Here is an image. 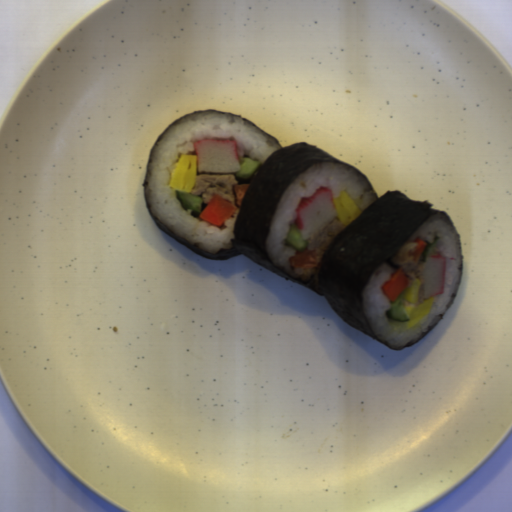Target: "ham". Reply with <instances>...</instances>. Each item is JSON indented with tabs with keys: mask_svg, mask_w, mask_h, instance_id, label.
I'll return each instance as SVG.
<instances>
[{
	"mask_svg": "<svg viewBox=\"0 0 512 512\" xmlns=\"http://www.w3.org/2000/svg\"><path fill=\"white\" fill-rule=\"evenodd\" d=\"M237 185L234 173L198 172L190 195L202 198V203L205 204L212 201L213 195H218L235 206L237 205L235 195Z\"/></svg>",
	"mask_w": 512,
	"mask_h": 512,
	"instance_id": "ham-1",
	"label": "ham"
},
{
	"mask_svg": "<svg viewBox=\"0 0 512 512\" xmlns=\"http://www.w3.org/2000/svg\"><path fill=\"white\" fill-rule=\"evenodd\" d=\"M400 268L403 269L406 277L410 280V283L413 282L414 280L420 281V287H419V291L417 294V302H407L402 299L404 311L406 310L407 307L419 306L422 303L429 300L430 298H432L431 296L425 297L423 294L422 270L424 268V263L417 255H415L413 257L406 256L405 258H403L401 263L399 264V269Z\"/></svg>",
	"mask_w": 512,
	"mask_h": 512,
	"instance_id": "ham-2",
	"label": "ham"
},
{
	"mask_svg": "<svg viewBox=\"0 0 512 512\" xmlns=\"http://www.w3.org/2000/svg\"><path fill=\"white\" fill-rule=\"evenodd\" d=\"M346 228L338 217L327 226L306 238V248L308 251L324 252L338 234Z\"/></svg>",
	"mask_w": 512,
	"mask_h": 512,
	"instance_id": "ham-3",
	"label": "ham"
}]
</instances>
